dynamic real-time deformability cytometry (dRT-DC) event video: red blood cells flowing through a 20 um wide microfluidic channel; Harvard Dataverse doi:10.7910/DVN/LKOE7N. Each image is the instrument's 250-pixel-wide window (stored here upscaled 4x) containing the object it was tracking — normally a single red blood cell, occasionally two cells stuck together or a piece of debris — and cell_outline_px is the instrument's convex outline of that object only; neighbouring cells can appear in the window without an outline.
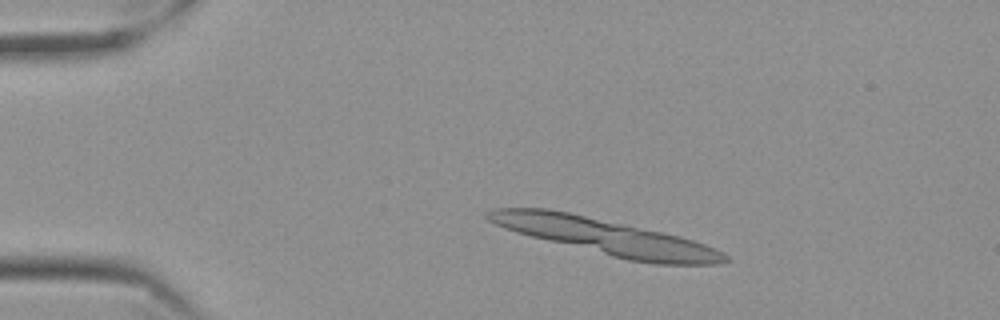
{"species": "Egyptian fruit bat (a non-hibernating species)", "species_latin": "Rousettus aegyptiacus", "temperature_condition": "cold", "stored_images_in_passage": 13, "camera_frame_rate_fps": 3000, "um_per_image_px": 0.085, "frame": {"image": 1, "passage_image": 8, "time_ms": 2.333, "image_size_px": [1000, 320], "cell_outline_px": [[732, 260], [720, 264], [656, 264], [628, 260], [516, 232], [504, 228], [488, 220], [484, 216], [484, 212], [492, 208], [548, 208], [568, 212], [680, 236], [704, 244], [724, 252]], "centroid_in_image_um": [51.5, 20.12], "position_along_channel_um": 33.5, "area_um2": 48.84}}